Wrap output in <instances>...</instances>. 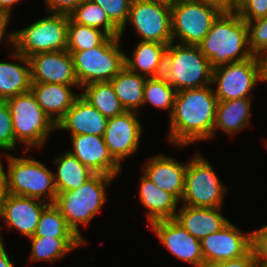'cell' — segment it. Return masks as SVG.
<instances>
[{
	"label": "cell",
	"mask_w": 267,
	"mask_h": 267,
	"mask_svg": "<svg viewBox=\"0 0 267 267\" xmlns=\"http://www.w3.org/2000/svg\"><path fill=\"white\" fill-rule=\"evenodd\" d=\"M35 236L54 238H80L68 226L60 210L53 204H48L39 217Z\"/></svg>",
	"instance_id": "obj_32"
},
{
	"label": "cell",
	"mask_w": 267,
	"mask_h": 267,
	"mask_svg": "<svg viewBox=\"0 0 267 267\" xmlns=\"http://www.w3.org/2000/svg\"><path fill=\"white\" fill-rule=\"evenodd\" d=\"M175 220L198 240L220 231L230 221L222 215V208H202L183 205Z\"/></svg>",
	"instance_id": "obj_21"
},
{
	"label": "cell",
	"mask_w": 267,
	"mask_h": 267,
	"mask_svg": "<svg viewBox=\"0 0 267 267\" xmlns=\"http://www.w3.org/2000/svg\"><path fill=\"white\" fill-rule=\"evenodd\" d=\"M204 260L225 261L244 256L252 246V232L244 233L231 221L200 240Z\"/></svg>",
	"instance_id": "obj_15"
},
{
	"label": "cell",
	"mask_w": 267,
	"mask_h": 267,
	"mask_svg": "<svg viewBox=\"0 0 267 267\" xmlns=\"http://www.w3.org/2000/svg\"><path fill=\"white\" fill-rule=\"evenodd\" d=\"M7 195H8L7 177H6V172L4 170L3 162L0 159V207L2 205V202L6 199Z\"/></svg>",
	"instance_id": "obj_42"
},
{
	"label": "cell",
	"mask_w": 267,
	"mask_h": 267,
	"mask_svg": "<svg viewBox=\"0 0 267 267\" xmlns=\"http://www.w3.org/2000/svg\"><path fill=\"white\" fill-rule=\"evenodd\" d=\"M114 176L94 174L81 187L57 193L54 205L64 216L68 226L85 243L79 226H87L99 213L106 201V187L112 183ZM80 224V225H79Z\"/></svg>",
	"instance_id": "obj_3"
},
{
	"label": "cell",
	"mask_w": 267,
	"mask_h": 267,
	"mask_svg": "<svg viewBox=\"0 0 267 267\" xmlns=\"http://www.w3.org/2000/svg\"><path fill=\"white\" fill-rule=\"evenodd\" d=\"M16 144L9 105L0 101V150L12 151Z\"/></svg>",
	"instance_id": "obj_37"
},
{
	"label": "cell",
	"mask_w": 267,
	"mask_h": 267,
	"mask_svg": "<svg viewBox=\"0 0 267 267\" xmlns=\"http://www.w3.org/2000/svg\"><path fill=\"white\" fill-rule=\"evenodd\" d=\"M175 96V88L163 76L146 78L143 105L149 103L156 108L167 110L170 116Z\"/></svg>",
	"instance_id": "obj_34"
},
{
	"label": "cell",
	"mask_w": 267,
	"mask_h": 267,
	"mask_svg": "<svg viewBox=\"0 0 267 267\" xmlns=\"http://www.w3.org/2000/svg\"><path fill=\"white\" fill-rule=\"evenodd\" d=\"M262 81L267 82V52L260 56Z\"/></svg>",
	"instance_id": "obj_46"
},
{
	"label": "cell",
	"mask_w": 267,
	"mask_h": 267,
	"mask_svg": "<svg viewBox=\"0 0 267 267\" xmlns=\"http://www.w3.org/2000/svg\"><path fill=\"white\" fill-rule=\"evenodd\" d=\"M246 23L250 51L253 55L260 57L267 52V16Z\"/></svg>",
	"instance_id": "obj_36"
},
{
	"label": "cell",
	"mask_w": 267,
	"mask_h": 267,
	"mask_svg": "<svg viewBox=\"0 0 267 267\" xmlns=\"http://www.w3.org/2000/svg\"><path fill=\"white\" fill-rule=\"evenodd\" d=\"M21 0H0V14L10 15L13 6Z\"/></svg>",
	"instance_id": "obj_43"
},
{
	"label": "cell",
	"mask_w": 267,
	"mask_h": 267,
	"mask_svg": "<svg viewBox=\"0 0 267 267\" xmlns=\"http://www.w3.org/2000/svg\"><path fill=\"white\" fill-rule=\"evenodd\" d=\"M54 161L58 169L54 174L57 193L77 189L95 174L68 151Z\"/></svg>",
	"instance_id": "obj_27"
},
{
	"label": "cell",
	"mask_w": 267,
	"mask_h": 267,
	"mask_svg": "<svg viewBox=\"0 0 267 267\" xmlns=\"http://www.w3.org/2000/svg\"><path fill=\"white\" fill-rule=\"evenodd\" d=\"M217 101L212 84L176 92L168 140L180 148L198 140H211Z\"/></svg>",
	"instance_id": "obj_1"
},
{
	"label": "cell",
	"mask_w": 267,
	"mask_h": 267,
	"mask_svg": "<svg viewBox=\"0 0 267 267\" xmlns=\"http://www.w3.org/2000/svg\"><path fill=\"white\" fill-rule=\"evenodd\" d=\"M199 47L213 69L253 56L247 23L235 10H224L217 17Z\"/></svg>",
	"instance_id": "obj_2"
},
{
	"label": "cell",
	"mask_w": 267,
	"mask_h": 267,
	"mask_svg": "<svg viewBox=\"0 0 267 267\" xmlns=\"http://www.w3.org/2000/svg\"><path fill=\"white\" fill-rule=\"evenodd\" d=\"M120 40L119 36H108L94 48L69 52L81 88L94 82H110L125 67Z\"/></svg>",
	"instance_id": "obj_8"
},
{
	"label": "cell",
	"mask_w": 267,
	"mask_h": 267,
	"mask_svg": "<svg viewBox=\"0 0 267 267\" xmlns=\"http://www.w3.org/2000/svg\"><path fill=\"white\" fill-rule=\"evenodd\" d=\"M186 165L173 158L159 154L148 159L143 174L160 189L172 194L179 202L185 189Z\"/></svg>",
	"instance_id": "obj_19"
},
{
	"label": "cell",
	"mask_w": 267,
	"mask_h": 267,
	"mask_svg": "<svg viewBox=\"0 0 267 267\" xmlns=\"http://www.w3.org/2000/svg\"><path fill=\"white\" fill-rule=\"evenodd\" d=\"M213 68L199 45L170 43L163 77L176 92L211 85Z\"/></svg>",
	"instance_id": "obj_4"
},
{
	"label": "cell",
	"mask_w": 267,
	"mask_h": 267,
	"mask_svg": "<svg viewBox=\"0 0 267 267\" xmlns=\"http://www.w3.org/2000/svg\"><path fill=\"white\" fill-rule=\"evenodd\" d=\"M127 23L134 27L142 41L166 45L173 42L171 4L155 0H132Z\"/></svg>",
	"instance_id": "obj_12"
},
{
	"label": "cell",
	"mask_w": 267,
	"mask_h": 267,
	"mask_svg": "<svg viewBox=\"0 0 267 267\" xmlns=\"http://www.w3.org/2000/svg\"><path fill=\"white\" fill-rule=\"evenodd\" d=\"M155 1H162V2H165V3H168V4H173V3L178 2L179 0H155Z\"/></svg>",
	"instance_id": "obj_51"
},
{
	"label": "cell",
	"mask_w": 267,
	"mask_h": 267,
	"mask_svg": "<svg viewBox=\"0 0 267 267\" xmlns=\"http://www.w3.org/2000/svg\"><path fill=\"white\" fill-rule=\"evenodd\" d=\"M6 103L10 108L15 140L25 146L24 152L32 147H43L51 131L56 130V124L42 110L32 91L11 97Z\"/></svg>",
	"instance_id": "obj_7"
},
{
	"label": "cell",
	"mask_w": 267,
	"mask_h": 267,
	"mask_svg": "<svg viewBox=\"0 0 267 267\" xmlns=\"http://www.w3.org/2000/svg\"><path fill=\"white\" fill-rule=\"evenodd\" d=\"M195 267H223V261H207V260H203Z\"/></svg>",
	"instance_id": "obj_47"
},
{
	"label": "cell",
	"mask_w": 267,
	"mask_h": 267,
	"mask_svg": "<svg viewBox=\"0 0 267 267\" xmlns=\"http://www.w3.org/2000/svg\"><path fill=\"white\" fill-rule=\"evenodd\" d=\"M167 47L166 44L140 40L133 50V58L125 55V67L146 78L163 76Z\"/></svg>",
	"instance_id": "obj_23"
},
{
	"label": "cell",
	"mask_w": 267,
	"mask_h": 267,
	"mask_svg": "<svg viewBox=\"0 0 267 267\" xmlns=\"http://www.w3.org/2000/svg\"><path fill=\"white\" fill-rule=\"evenodd\" d=\"M72 87L63 84L32 83L31 91L42 110L57 124L80 96L75 95Z\"/></svg>",
	"instance_id": "obj_22"
},
{
	"label": "cell",
	"mask_w": 267,
	"mask_h": 267,
	"mask_svg": "<svg viewBox=\"0 0 267 267\" xmlns=\"http://www.w3.org/2000/svg\"><path fill=\"white\" fill-rule=\"evenodd\" d=\"M9 194L39 199L53 204L57 196L54 173L40 161L7 154ZM43 197V198H42Z\"/></svg>",
	"instance_id": "obj_6"
},
{
	"label": "cell",
	"mask_w": 267,
	"mask_h": 267,
	"mask_svg": "<svg viewBox=\"0 0 267 267\" xmlns=\"http://www.w3.org/2000/svg\"><path fill=\"white\" fill-rule=\"evenodd\" d=\"M146 77L124 67L110 82L125 111H138L143 105ZM137 109V110H136Z\"/></svg>",
	"instance_id": "obj_28"
},
{
	"label": "cell",
	"mask_w": 267,
	"mask_h": 267,
	"mask_svg": "<svg viewBox=\"0 0 267 267\" xmlns=\"http://www.w3.org/2000/svg\"><path fill=\"white\" fill-rule=\"evenodd\" d=\"M1 230V229H0ZM1 232L2 231H0V245L3 243V240H2V237H1Z\"/></svg>",
	"instance_id": "obj_52"
},
{
	"label": "cell",
	"mask_w": 267,
	"mask_h": 267,
	"mask_svg": "<svg viewBox=\"0 0 267 267\" xmlns=\"http://www.w3.org/2000/svg\"><path fill=\"white\" fill-rule=\"evenodd\" d=\"M99 4L107 13L109 19L120 29L119 37L122 38L132 0H91Z\"/></svg>",
	"instance_id": "obj_35"
},
{
	"label": "cell",
	"mask_w": 267,
	"mask_h": 267,
	"mask_svg": "<svg viewBox=\"0 0 267 267\" xmlns=\"http://www.w3.org/2000/svg\"><path fill=\"white\" fill-rule=\"evenodd\" d=\"M80 95L106 118H113L125 112L111 82H94L83 86Z\"/></svg>",
	"instance_id": "obj_30"
},
{
	"label": "cell",
	"mask_w": 267,
	"mask_h": 267,
	"mask_svg": "<svg viewBox=\"0 0 267 267\" xmlns=\"http://www.w3.org/2000/svg\"><path fill=\"white\" fill-rule=\"evenodd\" d=\"M32 83L78 86L73 58L67 50L41 52L28 57Z\"/></svg>",
	"instance_id": "obj_14"
},
{
	"label": "cell",
	"mask_w": 267,
	"mask_h": 267,
	"mask_svg": "<svg viewBox=\"0 0 267 267\" xmlns=\"http://www.w3.org/2000/svg\"><path fill=\"white\" fill-rule=\"evenodd\" d=\"M32 241L30 260L39 261H56L71 252L85 242L81 238H54L32 235L29 237Z\"/></svg>",
	"instance_id": "obj_29"
},
{
	"label": "cell",
	"mask_w": 267,
	"mask_h": 267,
	"mask_svg": "<svg viewBox=\"0 0 267 267\" xmlns=\"http://www.w3.org/2000/svg\"><path fill=\"white\" fill-rule=\"evenodd\" d=\"M69 17L75 23L100 29L108 36L117 37L120 34V29L109 19L105 10L91 0L80 2Z\"/></svg>",
	"instance_id": "obj_31"
},
{
	"label": "cell",
	"mask_w": 267,
	"mask_h": 267,
	"mask_svg": "<svg viewBox=\"0 0 267 267\" xmlns=\"http://www.w3.org/2000/svg\"><path fill=\"white\" fill-rule=\"evenodd\" d=\"M139 181V199L145 208L148 209L146 212L148 222L175 219L177 206L180 202L172 194L156 186L144 174H142Z\"/></svg>",
	"instance_id": "obj_24"
},
{
	"label": "cell",
	"mask_w": 267,
	"mask_h": 267,
	"mask_svg": "<svg viewBox=\"0 0 267 267\" xmlns=\"http://www.w3.org/2000/svg\"><path fill=\"white\" fill-rule=\"evenodd\" d=\"M255 267H267V262L262 260H257Z\"/></svg>",
	"instance_id": "obj_50"
},
{
	"label": "cell",
	"mask_w": 267,
	"mask_h": 267,
	"mask_svg": "<svg viewBox=\"0 0 267 267\" xmlns=\"http://www.w3.org/2000/svg\"><path fill=\"white\" fill-rule=\"evenodd\" d=\"M243 0H227V10H235Z\"/></svg>",
	"instance_id": "obj_48"
},
{
	"label": "cell",
	"mask_w": 267,
	"mask_h": 267,
	"mask_svg": "<svg viewBox=\"0 0 267 267\" xmlns=\"http://www.w3.org/2000/svg\"><path fill=\"white\" fill-rule=\"evenodd\" d=\"M13 262L5 251L4 243L0 245V267H14Z\"/></svg>",
	"instance_id": "obj_44"
},
{
	"label": "cell",
	"mask_w": 267,
	"mask_h": 267,
	"mask_svg": "<svg viewBox=\"0 0 267 267\" xmlns=\"http://www.w3.org/2000/svg\"><path fill=\"white\" fill-rule=\"evenodd\" d=\"M12 55L20 64L0 62V101H6L31 90L32 82L28 58L16 51Z\"/></svg>",
	"instance_id": "obj_25"
},
{
	"label": "cell",
	"mask_w": 267,
	"mask_h": 267,
	"mask_svg": "<svg viewBox=\"0 0 267 267\" xmlns=\"http://www.w3.org/2000/svg\"><path fill=\"white\" fill-rule=\"evenodd\" d=\"M107 37L104 31L75 23L69 18L66 50L68 52L88 50L100 45Z\"/></svg>",
	"instance_id": "obj_33"
},
{
	"label": "cell",
	"mask_w": 267,
	"mask_h": 267,
	"mask_svg": "<svg viewBox=\"0 0 267 267\" xmlns=\"http://www.w3.org/2000/svg\"><path fill=\"white\" fill-rule=\"evenodd\" d=\"M27 28L7 35V43L13 51L26 58L41 52L66 50L69 14L50 13Z\"/></svg>",
	"instance_id": "obj_5"
},
{
	"label": "cell",
	"mask_w": 267,
	"mask_h": 267,
	"mask_svg": "<svg viewBox=\"0 0 267 267\" xmlns=\"http://www.w3.org/2000/svg\"><path fill=\"white\" fill-rule=\"evenodd\" d=\"M262 81L259 56L213 69V91L218 101L251 98L250 92ZM216 86V87H214ZM216 88V89H215Z\"/></svg>",
	"instance_id": "obj_11"
},
{
	"label": "cell",
	"mask_w": 267,
	"mask_h": 267,
	"mask_svg": "<svg viewBox=\"0 0 267 267\" xmlns=\"http://www.w3.org/2000/svg\"><path fill=\"white\" fill-rule=\"evenodd\" d=\"M135 111H125L119 116L108 118L107 127L103 135L113 159L122 167V160L138 151L142 135V124Z\"/></svg>",
	"instance_id": "obj_13"
},
{
	"label": "cell",
	"mask_w": 267,
	"mask_h": 267,
	"mask_svg": "<svg viewBox=\"0 0 267 267\" xmlns=\"http://www.w3.org/2000/svg\"><path fill=\"white\" fill-rule=\"evenodd\" d=\"M212 167L200 152L187 161L182 205L202 208L223 207L227 189Z\"/></svg>",
	"instance_id": "obj_10"
},
{
	"label": "cell",
	"mask_w": 267,
	"mask_h": 267,
	"mask_svg": "<svg viewBox=\"0 0 267 267\" xmlns=\"http://www.w3.org/2000/svg\"><path fill=\"white\" fill-rule=\"evenodd\" d=\"M224 9L206 0H179L171 4L172 40L199 45Z\"/></svg>",
	"instance_id": "obj_9"
},
{
	"label": "cell",
	"mask_w": 267,
	"mask_h": 267,
	"mask_svg": "<svg viewBox=\"0 0 267 267\" xmlns=\"http://www.w3.org/2000/svg\"><path fill=\"white\" fill-rule=\"evenodd\" d=\"M48 13L69 14L83 0H44Z\"/></svg>",
	"instance_id": "obj_40"
},
{
	"label": "cell",
	"mask_w": 267,
	"mask_h": 267,
	"mask_svg": "<svg viewBox=\"0 0 267 267\" xmlns=\"http://www.w3.org/2000/svg\"><path fill=\"white\" fill-rule=\"evenodd\" d=\"M10 16L11 15H7V14H0V44L2 42L3 37H6V33L5 30L7 28L8 22L10 21Z\"/></svg>",
	"instance_id": "obj_45"
},
{
	"label": "cell",
	"mask_w": 267,
	"mask_h": 267,
	"mask_svg": "<svg viewBox=\"0 0 267 267\" xmlns=\"http://www.w3.org/2000/svg\"><path fill=\"white\" fill-rule=\"evenodd\" d=\"M150 227L165 248L176 258L193 266L204 260L200 240L193 237L175 219L154 221L150 223Z\"/></svg>",
	"instance_id": "obj_16"
},
{
	"label": "cell",
	"mask_w": 267,
	"mask_h": 267,
	"mask_svg": "<svg viewBox=\"0 0 267 267\" xmlns=\"http://www.w3.org/2000/svg\"><path fill=\"white\" fill-rule=\"evenodd\" d=\"M235 11L246 22L267 16V0H243Z\"/></svg>",
	"instance_id": "obj_38"
},
{
	"label": "cell",
	"mask_w": 267,
	"mask_h": 267,
	"mask_svg": "<svg viewBox=\"0 0 267 267\" xmlns=\"http://www.w3.org/2000/svg\"><path fill=\"white\" fill-rule=\"evenodd\" d=\"M252 246L258 260L267 262V225L252 231Z\"/></svg>",
	"instance_id": "obj_39"
},
{
	"label": "cell",
	"mask_w": 267,
	"mask_h": 267,
	"mask_svg": "<svg viewBox=\"0 0 267 267\" xmlns=\"http://www.w3.org/2000/svg\"><path fill=\"white\" fill-rule=\"evenodd\" d=\"M73 151H68L95 174L116 177L121 166L109 153L103 136L81 134L71 136Z\"/></svg>",
	"instance_id": "obj_17"
},
{
	"label": "cell",
	"mask_w": 267,
	"mask_h": 267,
	"mask_svg": "<svg viewBox=\"0 0 267 267\" xmlns=\"http://www.w3.org/2000/svg\"><path fill=\"white\" fill-rule=\"evenodd\" d=\"M258 258L253 247L242 257L223 261V267H255Z\"/></svg>",
	"instance_id": "obj_41"
},
{
	"label": "cell",
	"mask_w": 267,
	"mask_h": 267,
	"mask_svg": "<svg viewBox=\"0 0 267 267\" xmlns=\"http://www.w3.org/2000/svg\"><path fill=\"white\" fill-rule=\"evenodd\" d=\"M48 203L30 197L9 194L0 207V218L8 229H16L27 238L34 235L40 214Z\"/></svg>",
	"instance_id": "obj_18"
},
{
	"label": "cell",
	"mask_w": 267,
	"mask_h": 267,
	"mask_svg": "<svg viewBox=\"0 0 267 267\" xmlns=\"http://www.w3.org/2000/svg\"><path fill=\"white\" fill-rule=\"evenodd\" d=\"M251 98L232 99L227 101H217L215 130L221 129L225 134L234 135L240 130L248 128L251 116Z\"/></svg>",
	"instance_id": "obj_26"
},
{
	"label": "cell",
	"mask_w": 267,
	"mask_h": 267,
	"mask_svg": "<svg viewBox=\"0 0 267 267\" xmlns=\"http://www.w3.org/2000/svg\"><path fill=\"white\" fill-rule=\"evenodd\" d=\"M107 122L108 118L80 95L74 101L72 107L57 122L56 130H69L71 132L70 136L81 134L103 136Z\"/></svg>",
	"instance_id": "obj_20"
},
{
	"label": "cell",
	"mask_w": 267,
	"mask_h": 267,
	"mask_svg": "<svg viewBox=\"0 0 267 267\" xmlns=\"http://www.w3.org/2000/svg\"><path fill=\"white\" fill-rule=\"evenodd\" d=\"M221 6L224 10H227V0H206Z\"/></svg>",
	"instance_id": "obj_49"
}]
</instances>
